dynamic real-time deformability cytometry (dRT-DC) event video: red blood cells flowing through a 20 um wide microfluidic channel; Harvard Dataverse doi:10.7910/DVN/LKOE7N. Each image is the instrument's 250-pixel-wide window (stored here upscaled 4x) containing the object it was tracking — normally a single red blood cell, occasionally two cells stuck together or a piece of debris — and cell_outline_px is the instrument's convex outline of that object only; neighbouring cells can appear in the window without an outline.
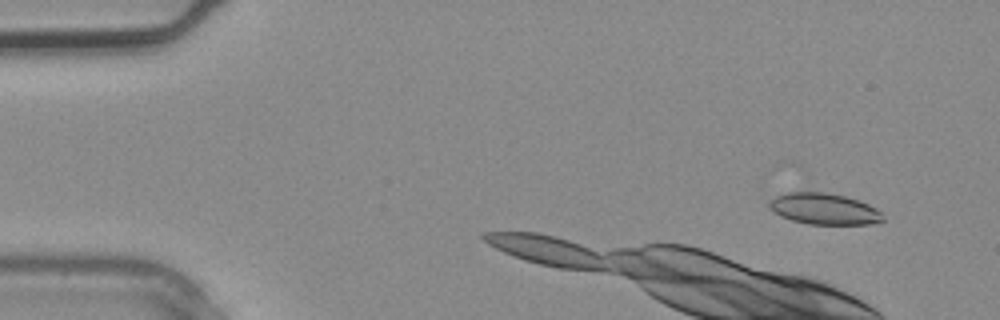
{"species": "common noctule bat (a hibernating species)", "species_latin": "Nyctalus noctula", "temperature_condition": "warm", "stored_images_in_passage": 2, "camera_frame_rate_fps": 3000, "um_per_image_px": 0.085, "animal": {"sex": "male", "body_mass_g": 20.4}, "frame": {"image": 1, "passage_image": 1, "time_ms": 0.0, "image_size_px": [1000, 320], "cell_outline_px": [[884, 220], [872, 224], [808, 224], [792, 220], [780, 216], [768, 208], [768, 200], [776, 196], [788, 192], [824, 192], [844, 196], [868, 204], [876, 208], [880, 212]], "centroid_in_image_um": [70.0, 17.75], "position_along_channel_um": 15.0, "area_um2": 20.63}}